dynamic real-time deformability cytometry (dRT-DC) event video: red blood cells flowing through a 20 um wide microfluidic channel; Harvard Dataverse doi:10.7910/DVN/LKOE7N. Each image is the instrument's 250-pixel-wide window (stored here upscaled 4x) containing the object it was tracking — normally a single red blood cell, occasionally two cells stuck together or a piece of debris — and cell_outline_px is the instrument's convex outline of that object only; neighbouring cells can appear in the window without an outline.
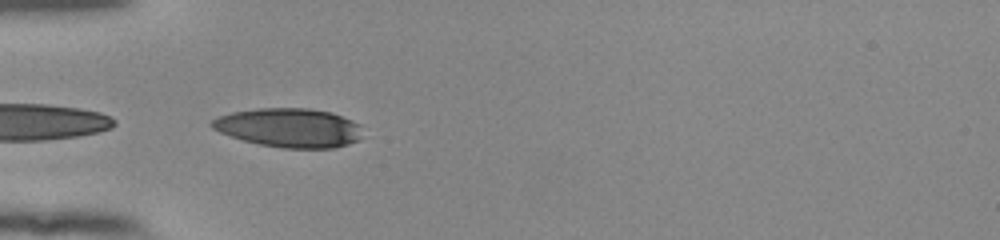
{"species": "human", "species_latin": "Homo sapiens", "temperature_condition": "room temperature", "stored_images_in_passage": 32, "camera_frame_rate_fps": 3000, "um_per_image_px": 0.085, "donor": {"sex": "female"}, "frame": {"image": 1, "passage_image": 1, "time_ms": 0.0, "image_size_px": [1000, 240], "cell_outline_px": [[360, 140], [336, 148], [280, 148], [260, 144], [244, 140], [220, 132], [212, 128], [208, 124], [212, 120], [220, 116], [232, 112], [256, 108], [308, 108], [332, 112], [352, 120], [360, 124]], "centroid_in_image_um": [24.59, 10.85], "position_along_channel_um": 60.4, "area_um2": 34.33}}
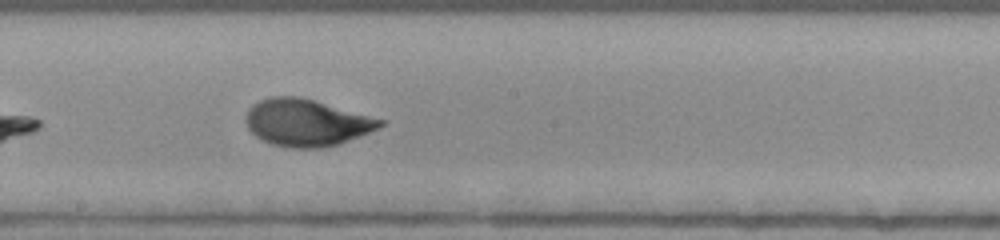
{"frame": {"image": 2, "passage_image": 14, "time_ms": 4.333, "image_size_px": [1000, 240], "cell_outline_px": [[388, 120], [384, 124], [368, 132], [348, 140], [336, 144], [320, 148], [292, 148], [272, 144], [256, 136], [248, 128], [244, 120], [248, 108], [252, 104], [260, 100], [272, 96], [300, 96]], "centroid_in_image_um": [26.04, 10.4], "position_along_channel_um": 222.2, "area_um2": 36.76}}
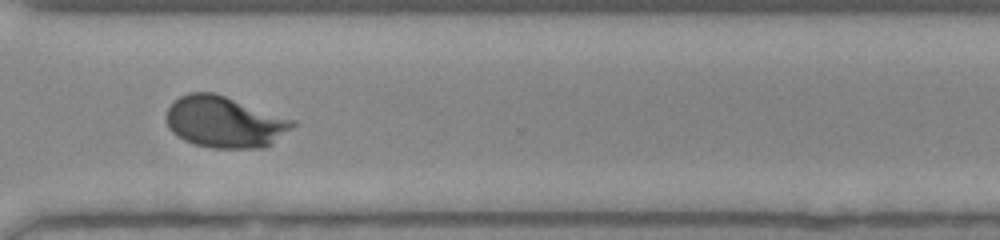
{"frame": {"image": 3, "passage_image": 24, "time_ms": 7.667, "image_size_px": [1000, 240], "cell_outline_px": [[296, 124], [292, 128], [264, 148], [212, 148], [196, 144], [184, 140], [172, 132], [168, 128], [164, 116], [168, 108], [180, 96], [188, 92], [212, 92], [296, 120]], "centroid_in_image_um": [19.06, 10.37], "position_along_channel_um": 351.5, "area_um2": 37.63}, "authors_computed_cell_mechanics": {"area_um2": 35.9227, "velocity_mm_per_s": 3.8692, "shape_relaxation_time_tau1_ms": 3.5268, "shape_relaxation_time_tau2_ms": 0.7763, "deformation_change_tau1": 0.1769, "deformation_change_tau2": 0.0533}}